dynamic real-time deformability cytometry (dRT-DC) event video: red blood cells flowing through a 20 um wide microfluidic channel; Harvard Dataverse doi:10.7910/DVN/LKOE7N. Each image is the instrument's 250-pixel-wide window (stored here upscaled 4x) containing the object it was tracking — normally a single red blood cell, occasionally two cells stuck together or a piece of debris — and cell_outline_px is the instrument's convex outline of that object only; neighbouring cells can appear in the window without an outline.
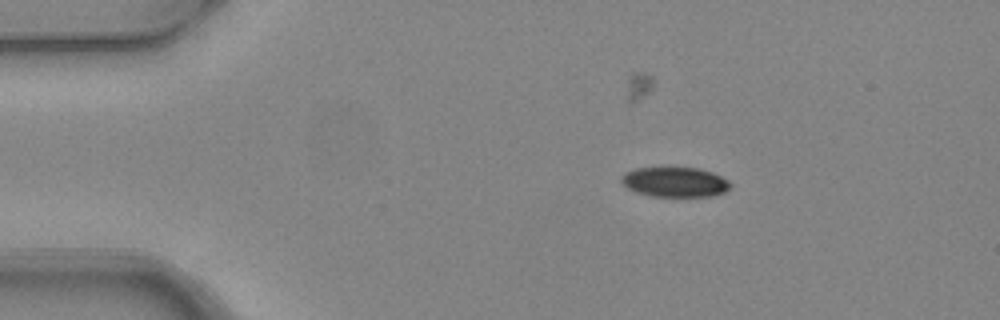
{"species": "common noctule bat (a hibernating species)", "species_latin": "Nyctalus noctula", "temperature_condition": "warm", "stored_images_in_passage": 2, "camera_frame_rate_fps": 3000, "um_per_image_px": 0.085, "animal": {"sex": "female", "body_mass_g": 24.6, "forearm_length_mm": 56.2}, "frame": {"image": 1, "passage_image": 1, "time_ms": 0.0, "image_size_px": [1000, 320], "cell_outline_px": [[732, 184], [724, 192], [712, 196], [652, 196], [636, 192], [628, 188], [620, 180], [620, 176], [624, 172], [636, 168], [696, 168], [712, 172], [728, 180]], "centroid_in_image_um": [57.35, 15.47], "position_along_channel_um": 27.7, "area_um2": 18.84}}